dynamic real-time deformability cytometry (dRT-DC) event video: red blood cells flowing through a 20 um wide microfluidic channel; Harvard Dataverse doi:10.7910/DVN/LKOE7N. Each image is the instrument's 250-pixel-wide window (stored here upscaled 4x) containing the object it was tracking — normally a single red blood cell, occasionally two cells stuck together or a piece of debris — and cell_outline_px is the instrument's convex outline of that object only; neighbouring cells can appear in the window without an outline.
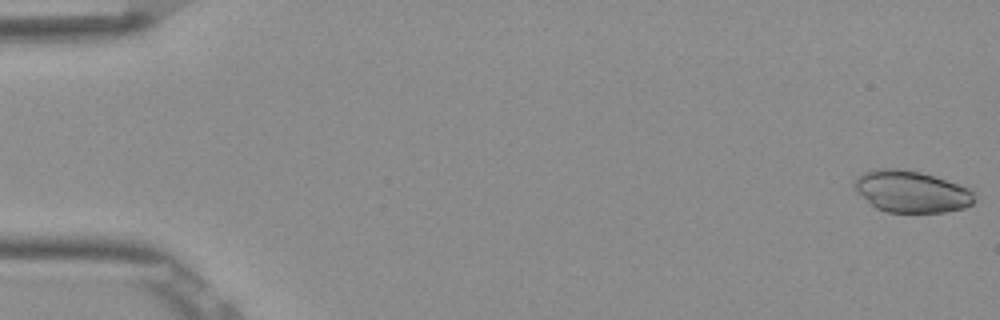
{"species": "Egyptian fruit bat (a non-hibernating species)", "species_latin": "Rousettus aegyptiacus", "temperature_condition": "room temperature", "stored_images_in_passage": 25, "camera_frame_rate_fps": 3000, "um_per_image_px": 0.085, "frame": {"image": 1, "passage_image": 1, "time_ms": 0.0, "image_size_px": [1000, 320], "cell_outline_px": [[976, 200], [972, 204], [964, 208], [944, 212], [888, 212], [876, 208], [856, 192], [852, 184], [852, 180], [856, 176], [864, 172], [876, 168], [900, 168], [920, 172], [968, 188], [976, 196]], "centroid_in_image_um": [77.41, 16.28], "position_along_channel_um": 7.6, "area_um2": 29.25}}
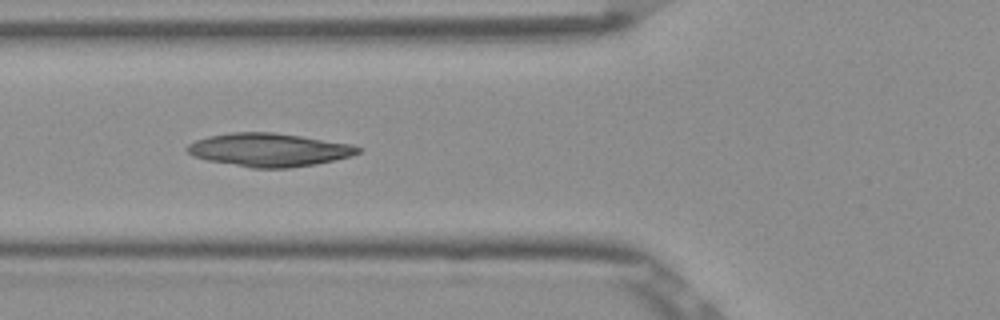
{"frame": {"image": 2, "passage_image": 20, "time_ms": 6.333, "image_size_px": [1000, 320], "cell_outline_px": [[364, 148], [360, 152], [352, 156], [316, 164], [288, 168], [252, 168], [208, 160], [192, 156], [184, 148], [188, 144], [196, 140], [208, 136], [232, 132], [272, 132], [300, 136], [352, 144]], "centroid_in_image_um": [22.87, 12.74], "position_along_channel_um": 102.9, "area_um2": 33.18}}
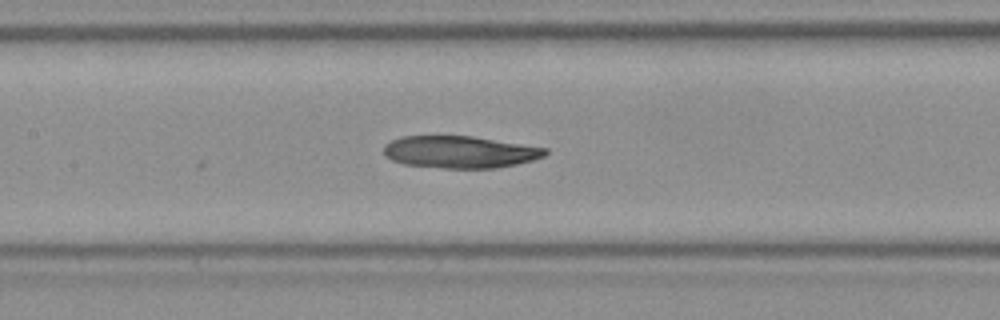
{"frame": {"image": 3, "passage_image": 25, "time_ms": 8.0, "image_size_px": [1000, 320], "cell_outline_px": [[548, 152], [544, 156], [532, 160], [516, 164], [496, 168], [444, 168], [404, 164], [392, 160], [384, 156], [384, 144], [392, 140], [404, 136], [472, 136], [548, 148]], "centroid_in_image_um": [39.08, 12.92], "position_along_channel_um": 168.3, "area_um2": 30.17}}